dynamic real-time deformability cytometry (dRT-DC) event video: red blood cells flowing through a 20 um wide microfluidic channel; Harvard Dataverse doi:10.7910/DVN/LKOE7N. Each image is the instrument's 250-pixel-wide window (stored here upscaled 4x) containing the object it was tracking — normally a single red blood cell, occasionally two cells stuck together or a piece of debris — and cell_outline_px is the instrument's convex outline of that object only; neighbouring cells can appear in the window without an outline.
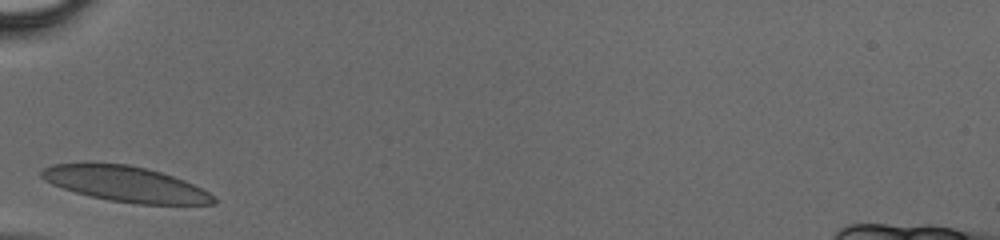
{"species": "human", "species_latin": "Homo sapiens", "temperature_condition": "cold", "stored_images_in_passage": 22, "camera_frame_rate_fps": 3000, "um_per_image_px": 0.085, "donor": {"sex": "male"}, "frame": {"image": 1, "passage_image": 1, "time_ms": 0.0, "image_size_px": [1000, 240], "cell_outline_px": [[216, 204], [136, 204], [108, 200], [76, 192], [52, 184], [44, 180], [40, 176], [40, 172], [44, 168], [52, 164], [128, 164], [160, 172], [184, 180], [208, 192], [216, 200]], "centroid_in_image_um": [10.67, 15.65], "position_along_channel_um": 74.3, "area_um2": 34.85}}
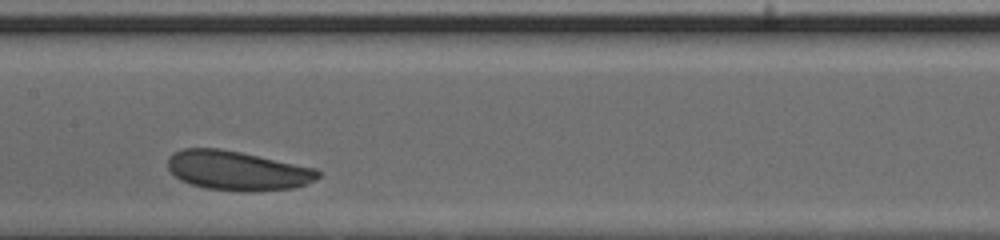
{"frame": {"image": 2, "passage_image": 9, "time_ms": 2.667, "image_size_px": [1000, 240], "cell_outline_px": [[320, 176], [316, 180], [292, 188], [252, 192], [204, 188], [180, 180], [168, 168], [168, 156], [184, 148], [220, 148], [240, 152], [316, 168], [320, 172]], "centroid_in_image_um": [20.18, 14.5], "position_along_channel_um": 187.2, "area_um2": 34.33}}
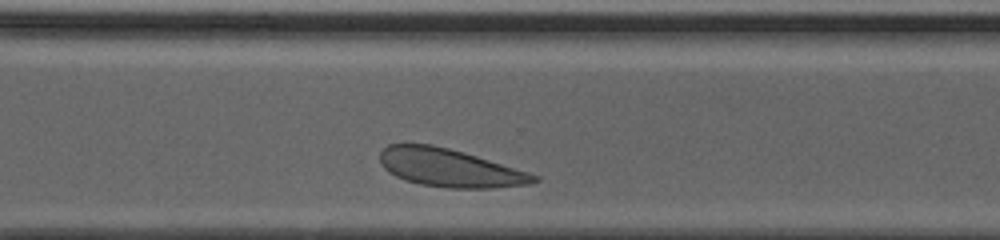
{"frame": {"image": 3, "passage_image": 19, "time_ms": 6.0, "image_size_px": [1000, 240], "cell_outline_px": [[540, 180], [528, 184], [492, 188], [448, 188], [420, 184], [404, 180], [388, 172], [380, 164], [380, 152], [388, 144], [432, 144], [464, 152], [528, 172], [540, 176]], "centroid_in_image_um": [38.2, 14.27], "position_along_channel_um": 332.4, "area_um2": 34.1}}